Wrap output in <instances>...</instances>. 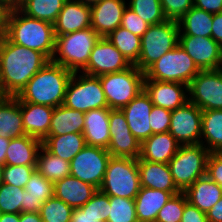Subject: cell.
Listing matches in <instances>:
<instances>
[{
	"label": "cell",
	"mask_w": 222,
	"mask_h": 222,
	"mask_svg": "<svg viewBox=\"0 0 222 222\" xmlns=\"http://www.w3.org/2000/svg\"><path fill=\"white\" fill-rule=\"evenodd\" d=\"M50 60L41 52L0 38V96H17Z\"/></svg>",
	"instance_id": "1"
},
{
	"label": "cell",
	"mask_w": 222,
	"mask_h": 222,
	"mask_svg": "<svg viewBox=\"0 0 222 222\" xmlns=\"http://www.w3.org/2000/svg\"><path fill=\"white\" fill-rule=\"evenodd\" d=\"M5 36L17 45L43 53L50 61L54 55V25L25 15L14 4L7 16Z\"/></svg>",
	"instance_id": "2"
},
{
	"label": "cell",
	"mask_w": 222,
	"mask_h": 222,
	"mask_svg": "<svg viewBox=\"0 0 222 222\" xmlns=\"http://www.w3.org/2000/svg\"><path fill=\"white\" fill-rule=\"evenodd\" d=\"M73 75L65 67L49 61L16 96L20 102L57 107L64 103L66 89Z\"/></svg>",
	"instance_id": "3"
},
{
	"label": "cell",
	"mask_w": 222,
	"mask_h": 222,
	"mask_svg": "<svg viewBox=\"0 0 222 222\" xmlns=\"http://www.w3.org/2000/svg\"><path fill=\"white\" fill-rule=\"evenodd\" d=\"M100 38L91 27L56 36L55 51L51 61L73 73H78L79 70L86 68L92 49Z\"/></svg>",
	"instance_id": "4"
},
{
	"label": "cell",
	"mask_w": 222,
	"mask_h": 222,
	"mask_svg": "<svg viewBox=\"0 0 222 222\" xmlns=\"http://www.w3.org/2000/svg\"><path fill=\"white\" fill-rule=\"evenodd\" d=\"M137 159L111 157L99 190L109 197L135 199L140 190Z\"/></svg>",
	"instance_id": "5"
},
{
	"label": "cell",
	"mask_w": 222,
	"mask_h": 222,
	"mask_svg": "<svg viewBox=\"0 0 222 222\" xmlns=\"http://www.w3.org/2000/svg\"><path fill=\"white\" fill-rule=\"evenodd\" d=\"M177 21L166 20L150 25L141 37V51L135 66L144 72L150 65L179 44Z\"/></svg>",
	"instance_id": "6"
},
{
	"label": "cell",
	"mask_w": 222,
	"mask_h": 222,
	"mask_svg": "<svg viewBox=\"0 0 222 222\" xmlns=\"http://www.w3.org/2000/svg\"><path fill=\"white\" fill-rule=\"evenodd\" d=\"M200 71L194 60L178 44L144 71V80L177 82L189 86Z\"/></svg>",
	"instance_id": "7"
},
{
	"label": "cell",
	"mask_w": 222,
	"mask_h": 222,
	"mask_svg": "<svg viewBox=\"0 0 222 222\" xmlns=\"http://www.w3.org/2000/svg\"><path fill=\"white\" fill-rule=\"evenodd\" d=\"M209 154L210 152L203 144L180 145L168 165L174 183L181 192L206 175Z\"/></svg>",
	"instance_id": "8"
},
{
	"label": "cell",
	"mask_w": 222,
	"mask_h": 222,
	"mask_svg": "<svg viewBox=\"0 0 222 222\" xmlns=\"http://www.w3.org/2000/svg\"><path fill=\"white\" fill-rule=\"evenodd\" d=\"M108 108L121 110L143 91L144 72L135 65L114 73L98 76Z\"/></svg>",
	"instance_id": "9"
},
{
	"label": "cell",
	"mask_w": 222,
	"mask_h": 222,
	"mask_svg": "<svg viewBox=\"0 0 222 222\" xmlns=\"http://www.w3.org/2000/svg\"><path fill=\"white\" fill-rule=\"evenodd\" d=\"M73 73L65 94L63 105L68 108L88 112L94 109L108 108L107 100L98 76L87 74L76 78Z\"/></svg>",
	"instance_id": "10"
},
{
	"label": "cell",
	"mask_w": 222,
	"mask_h": 222,
	"mask_svg": "<svg viewBox=\"0 0 222 222\" xmlns=\"http://www.w3.org/2000/svg\"><path fill=\"white\" fill-rule=\"evenodd\" d=\"M110 158L106 148L86 145L70 161V175L99 189Z\"/></svg>",
	"instance_id": "11"
},
{
	"label": "cell",
	"mask_w": 222,
	"mask_h": 222,
	"mask_svg": "<svg viewBox=\"0 0 222 222\" xmlns=\"http://www.w3.org/2000/svg\"><path fill=\"white\" fill-rule=\"evenodd\" d=\"M189 101L203 110H222V68L201 70L188 86Z\"/></svg>",
	"instance_id": "12"
},
{
	"label": "cell",
	"mask_w": 222,
	"mask_h": 222,
	"mask_svg": "<svg viewBox=\"0 0 222 222\" xmlns=\"http://www.w3.org/2000/svg\"><path fill=\"white\" fill-rule=\"evenodd\" d=\"M202 110L190 101L171 112L169 132L180 145L203 144Z\"/></svg>",
	"instance_id": "13"
},
{
	"label": "cell",
	"mask_w": 222,
	"mask_h": 222,
	"mask_svg": "<svg viewBox=\"0 0 222 222\" xmlns=\"http://www.w3.org/2000/svg\"><path fill=\"white\" fill-rule=\"evenodd\" d=\"M109 125L110 142L107 151L111 157L138 159L141 144L130 131L122 110H110Z\"/></svg>",
	"instance_id": "14"
},
{
	"label": "cell",
	"mask_w": 222,
	"mask_h": 222,
	"mask_svg": "<svg viewBox=\"0 0 222 222\" xmlns=\"http://www.w3.org/2000/svg\"><path fill=\"white\" fill-rule=\"evenodd\" d=\"M130 66L121 52L106 37H101L94 45L87 66L82 71L87 75L100 76L123 71Z\"/></svg>",
	"instance_id": "15"
},
{
	"label": "cell",
	"mask_w": 222,
	"mask_h": 222,
	"mask_svg": "<svg viewBox=\"0 0 222 222\" xmlns=\"http://www.w3.org/2000/svg\"><path fill=\"white\" fill-rule=\"evenodd\" d=\"M179 46L200 70L222 68V47L211 37L179 36Z\"/></svg>",
	"instance_id": "16"
},
{
	"label": "cell",
	"mask_w": 222,
	"mask_h": 222,
	"mask_svg": "<svg viewBox=\"0 0 222 222\" xmlns=\"http://www.w3.org/2000/svg\"><path fill=\"white\" fill-rule=\"evenodd\" d=\"M143 90L149 96L154 106L170 111L183 106L189 101L188 95H186L188 85L183 83L144 80Z\"/></svg>",
	"instance_id": "17"
},
{
	"label": "cell",
	"mask_w": 222,
	"mask_h": 222,
	"mask_svg": "<svg viewBox=\"0 0 222 222\" xmlns=\"http://www.w3.org/2000/svg\"><path fill=\"white\" fill-rule=\"evenodd\" d=\"M153 106L143 90L121 109L126 116L130 131L140 144L152 135L149 117Z\"/></svg>",
	"instance_id": "18"
},
{
	"label": "cell",
	"mask_w": 222,
	"mask_h": 222,
	"mask_svg": "<svg viewBox=\"0 0 222 222\" xmlns=\"http://www.w3.org/2000/svg\"><path fill=\"white\" fill-rule=\"evenodd\" d=\"M91 7V28L100 37H107L121 25L125 0H100Z\"/></svg>",
	"instance_id": "19"
},
{
	"label": "cell",
	"mask_w": 222,
	"mask_h": 222,
	"mask_svg": "<svg viewBox=\"0 0 222 222\" xmlns=\"http://www.w3.org/2000/svg\"><path fill=\"white\" fill-rule=\"evenodd\" d=\"M53 25L55 36L87 29L91 27V7L67 0Z\"/></svg>",
	"instance_id": "20"
},
{
	"label": "cell",
	"mask_w": 222,
	"mask_h": 222,
	"mask_svg": "<svg viewBox=\"0 0 222 222\" xmlns=\"http://www.w3.org/2000/svg\"><path fill=\"white\" fill-rule=\"evenodd\" d=\"M97 190L92 184L71 175L54 183V196L73 209L85 205Z\"/></svg>",
	"instance_id": "21"
},
{
	"label": "cell",
	"mask_w": 222,
	"mask_h": 222,
	"mask_svg": "<svg viewBox=\"0 0 222 222\" xmlns=\"http://www.w3.org/2000/svg\"><path fill=\"white\" fill-rule=\"evenodd\" d=\"M179 147V142L170 132L152 134L141 143L139 158L149 162L168 164Z\"/></svg>",
	"instance_id": "22"
},
{
	"label": "cell",
	"mask_w": 222,
	"mask_h": 222,
	"mask_svg": "<svg viewBox=\"0 0 222 222\" xmlns=\"http://www.w3.org/2000/svg\"><path fill=\"white\" fill-rule=\"evenodd\" d=\"M140 186L166 192H181L175 185L169 165L137 159Z\"/></svg>",
	"instance_id": "23"
},
{
	"label": "cell",
	"mask_w": 222,
	"mask_h": 222,
	"mask_svg": "<svg viewBox=\"0 0 222 222\" xmlns=\"http://www.w3.org/2000/svg\"><path fill=\"white\" fill-rule=\"evenodd\" d=\"M54 108L47 105L21 102V114L26 135L44 140L49 135Z\"/></svg>",
	"instance_id": "24"
},
{
	"label": "cell",
	"mask_w": 222,
	"mask_h": 222,
	"mask_svg": "<svg viewBox=\"0 0 222 222\" xmlns=\"http://www.w3.org/2000/svg\"><path fill=\"white\" fill-rule=\"evenodd\" d=\"M110 108H100L85 112L83 135L86 145L108 148L110 142Z\"/></svg>",
	"instance_id": "25"
},
{
	"label": "cell",
	"mask_w": 222,
	"mask_h": 222,
	"mask_svg": "<svg viewBox=\"0 0 222 222\" xmlns=\"http://www.w3.org/2000/svg\"><path fill=\"white\" fill-rule=\"evenodd\" d=\"M41 147L42 140L33 136L11 138L6 151L5 165L37 166L38 152Z\"/></svg>",
	"instance_id": "26"
},
{
	"label": "cell",
	"mask_w": 222,
	"mask_h": 222,
	"mask_svg": "<svg viewBox=\"0 0 222 222\" xmlns=\"http://www.w3.org/2000/svg\"><path fill=\"white\" fill-rule=\"evenodd\" d=\"M146 187H140L135 200V210L138 222H155L159 210L175 194Z\"/></svg>",
	"instance_id": "27"
},
{
	"label": "cell",
	"mask_w": 222,
	"mask_h": 222,
	"mask_svg": "<svg viewBox=\"0 0 222 222\" xmlns=\"http://www.w3.org/2000/svg\"><path fill=\"white\" fill-rule=\"evenodd\" d=\"M21 114V102L16 96H0V137L25 136Z\"/></svg>",
	"instance_id": "28"
},
{
	"label": "cell",
	"mask_w": 222,
	"mask_h": 222,
	"mask_svg": "<svg viewBox=\"0 0 222 222\" xmlns=\"http://www.w3.org/2000/svg\"><path fill=\"white\" fill-rule=\"evenodd\" d=\"M184 193L190 204L206 213L222 198V187L205 175L197 179Z\"/></svg>",
	"instance_id": "29"
},
{
	"label": "cell",
	"mask_w": 222,
	"mask_h": 222,
	"mask_svg": "<svg viewBox=\"0 0 222 222\" xmlns=\"http://www.w3.org/2000/svg\"><path fill=\"white\" fill-rule=\"evenodd\" d=\"M24 189V204H21V212L39 213L42 204L54 196V183L48 181L37 170Z\"/></svg>",
	"instance_id": "30"
},
{
	"label": "cell",
	"mask_w": 222,
	"mask_h": 222,
	"mask_svg": "<svg viewBox=\"0 0 222 222\" xmlns=\"http://www.w3.org/2000/svg\"><path fill=\"white\" fill-rule=\"evenodd\" d=\"M85 113L60 105L54 108L48 136L82 133Z\"/></svg>",
	"instance_id": "31"
},
{
	"label": "cell",
	"mask_w": 222,
	"mask_h": 222,
	"mask_svg": "<svg viewBox=\"0 0 222 222\" xmlns=\"http://www.w3.org/2000/svg\"><path fill=\"white\" fill-rule=\"evenodd\" d=\"M42 145L52 154L70 162L85 146L83 133L47 136Z\"/></svg>",
	"instance_id": "32"
},
{
	"label": "cell",
	"mask_w": 222,
	"mask_h": 222,
	"mask_svg": "<svg viewBox=\"0 0 222 222\" xmlns=\"http://www.w3.org/2000/svg\"><path fill=\"white\" fill-rule=\"evenodd\" d=\"M67 0H13L25 15L54 24Z\"/></svg>",
	"instance_id": "33"
},
{
	"label": "cell",
	"mask_w": 222,
	"mask_h": 222,
	"mask_svg": "<svg viewBox=\"0 0 222 222\" xmlns=\"http://www.w3.org/2000/svg\"><path fill=\"white\" fill-rule=\"evenodd\" d=\"M178 25L180 29L179 36L211 37L213 14L193 6L178 21ZM182 28L184 31H182Z\"/></svg>",
	"instance_id": "34"
},
{
	"label": "cell",
	"mask_w": 222,
	"mask_h": 222,
	"mask_svg": "<svg viewBox=\"0 0 222 222\" xmlns=\"http://www.w3.org/2000/svg\"><path fill=\"white\" fill-rule=\"evenodd\" d=\"M38 153L36 170L48 181L55 183L70 175V162L50 153L43 145Z\"/></svg>",
	"instance_id": "35"
},
{
	"label": "cell",
	"mask_w": 222,
	"mask_h": 222,
	"mask_svg": "<svg viewBox=\"0 0 222 222\" xmlns=\"http://www.w3.org/2000/svg\"><path fill=\"white\" fill-rule=\"evenodd\" d=\"M201 135L208 143L207 150L222 152V110H203Z\"/></svg>",
	"instance_id": "36"
},
{
	"label": "cell",
	"mask_w": 222,
	"mask_h": 222,
	"mask_svg": "<svg viewBox=\"0 0 222 222\" xmlns=\"http://www.w3.org/2000/svg\"><path fill=\"white\" fill-rule=\"evenodd\" d=\"M106 39L121 52L131 65L138 62L142 43L141 37L119 26Z\"/></svg>",
	"instance_id": "37"
},
{
	"label": "cell",
	"mask_w": 222,
	"mask_h": 222,
	"mask_svg": "<svg viewBox=\"0 0 222 222\" xmlns=\"http://www.w3.org/2000/svg\"><path fill=\"white\" fill-rule=\"evenodd\" d=\"M129 8L149 25L166 21L160 0H131Z\"/></svg>",
	"instance_id": "38"
},
{
	"label": "cell",
	"mask_w": 222,
	"mask_h": 222,
	"mask_svg": "<svg viewBox=\"0 0 222 222\" xmlns=\"http://www.w3.org/2000/svg\"><path fill=\"white\" fill-rule=\"evenodd\" d=\"M107 222H138L135 200L109 197V217Z\"/></svg>",
	"instance_id": "39"
},
{
	"label": "cell",
	"mask_w": 222,
	"mask_h": 222,
	"mask_svg": "<svg viewBox=\"0 0 222 222\" xmlns=\"http://www.w3.org/2000/svg\"><path fill=\"white\" fill-rule=\"evenodd\" d=\"M73 208L56 198L46 200L40 209V216L44 222H71Z\"/></svg>",
	"instance_id": "40"
},
{
	"label": "cell",
	"mask_w": 222,
	"mask_h": 222,
	"mask_svg": "<svg viewBox=\"0 0 222 222\" xmlns=\"http://www.w3.org/2000/svg\"><path fill=\"white\" fill-rule=\"evenodd\" d=\"M24 188L10 184L0 185V213H21V204H24Z\"/></svg>",
	"instance_id": "41"
},
{
	"label": "cell",
	"mask_w": 222,
	"mask_h": 222,
	"mask_svg": "<svg viewBox=\"0 0 222 222\" xmlns=\"http://www.w3.org/2000/svg\"><path fill=\"white\" fill-rule=\"evenodd\" d=\"M187 202L184 192L173 195L159 210L155 222H180Z\"/></svg>",
	"instance_id": "42"
},
{
	"label": "cell",
	"mask_w": 222,
	"mask_h": 222,
	"mask_svg": "<svg viewBox=\"0 0 222 222\" xmlns=\"http://www.w3.org/2000/svg\"><path fill=\"white\" fill-rule=\"evenodd\" d=\"M35 171L36 166L5 165L3 169V183L24 188Z\"/></svg>",
	"instance_id": "43"
},
{
	"label": "cell",
	"mask_w": 222,
	"mask_h": 222,
	"mask_svg": "<svg viewBox=\"0 0 222 222\" xmlns=\"http://www.w3.org/2000/svg\"><path fill=\"white\" fill-rule=\"evenodd\" d=\"M80 208L83 212L98 217L100 221L107 222L109 217V196L98 189L92 198Z\"/></svg>",
	"instance_id": "44"
},
{
	"label": "cell",
	"mask_w": 222,
	"mask_h": 222,
	"mask_svg": "<svg viewBox=\"0 0 222 222\" xmlns=\"http://www.w3.org/2000/svg\"><path fill=\"white\" fill-rule=\"evenodd\" d=\"M167 20L179 21L192 7L193 0H160Z\"/></svg>",
	"instance_id": "45"
},
{
	"label": "cell",
	"mask_w": 222,
	"mask_h": 222,
	"mask_svg": "<svg viewBox=\"0 0 222 222\" xmlns=\"http://www.w3.org/2000/svg\"><path fill=\"white\" fill-rule=\"evenodd\" d=\"M171 112L162 107L153 106L150 113V127L152 134L169 132Z\"/></svg>",
	"instance_id": "46"
},
{
	"label": "cell",
	"mask_w": 222,
	"mask_h": 222,
	"mask_svg": "<svg viewBox=\"0 0 222 222\" xmlns=\"http://www.w3.org/2000/svg\"><path fill=\"white\" fill-rule=\"evenodd\" d=\"M121 27L127 29L134 35L142 37V35L147 31L150 26L144 20H142L133 10L129 7L125 8L123 12V17L121 20Z\"/></svg>",
	"instance_id": "47"
},
{
	"label": "cell",
	"mask_w": 222,
	"mask_h": 222,
	"mask_svg": "<svg viewBox=\"0 0 222 222\" xmlns=\"http://www.w3.org/2000/svg\"><path fill=\"white\" fill-rule=\"evenodd\" d=\"M206 175L222 187V152H211L209 154Z\"/></svg>",
	"instance_id": "48"
},
{
	"label": "cell",
	"mask_w": 222,
	"mask_h": 222,
	"mask_svg": "<svg viewBox=\"0 0 222 222\" xmlns=\"http://www.w3.org/2000/svg\"><path fill=\"white\" fill-rule=\"evenodd\" d=\"M180 222H208L206 213L187 202Z\"/></svg>",
	"instance_id": "49"
},
{
	"label": "cell",
	"mask_w": 222,
	"mask_h": 222,
	"mask_svg": "<svg viewBox=\"0 0 222 222\" xmlns=\"http://www.w3.org/2000/svg\"><path fill=\"white\" fill-rule=\"evenodd\" d=\"M193 6L212 14L222 12V0H193Z\"/></svg>",
	"instance_id": "50"
},
{
	"label": "cell",
	"mask_w": 222,
	"mask_h": 222,
	"mask_svg": "<svg viewBox=\"0 0 222 222\" xmlns=\"http://www.w3.org/2000/svg\"><path fill=\"white\" fill-rule=\"evenodd\" d=\"M13 0H0V38L6 34L7 16Z\"/></svg>",
	"instance_id": "51"
},
{
	"label": "cell",
	"mask_w": 222,
	"mask_h": 222,
	"mask_svg": "<svg viewBox=\"0 0 222 222\" xmlns=\"http://www.w3.org/2000/svg\"><path fill=\"white\" fill-rule=\"evenodd\" d=\"M211 38L222 47V12L213 14Z\"/></svg>",
	"instance_id": "52"
},
{
	"label": "cell",
	"mask_w": 222,
	"mask_h": 222,
	"mask_svg": "<svg viewBox=\"0 0 222 222\" xmlns=\"http://www.w3.org/2000/svg\"><path fill=\"white\" fill-rule=\"evenodd\" d=\"M71 222H102L93 214L83 212L81 208H74L71 215Z\"/></svg>",
	"instance_id": "53"
},
{
	"label": "cell",
	"mask_w": 222,
	"mask_h": 222,
	"mask_svg": "<svg viewBox=\"0 0 222 222\" xmlns=\"http://www.w3.org/2000/svg\"><path fill=\"white\" fill-rule=\"evenodd\" d=\"M208 222H222V198L206 212Z\"/></svg>",
	"instance_id": "54"
},
{
	"label": "cell",
	"mask_w": 222,
	"mask_h": 222,
	"mask_svg": "<svg viewBox=\"0 0 222 222\" xmlns=\"http://www.w3.org/2000/svg\"><path fill=\"white\" fill-rule=\"evenodd\" d=\"M19 222H42V218L39 213L21 212Z\"/></svg>",
	"instance_id": "55"
},
{
	"label": "cell",
	"mask_w": 222,
	"mask_h": 222,
	"mask_svg": "<svg viewBox=\"0 0 222 222\" xmlns=\"http://www.w3.org/2000/svg\"><path fill=\"white\" fill-rule=\"evenodd\" d=\"M11 138H3L0 137V164L5 165V157H6V151L8 149V145L10 143Z\"/></svg>",
	"instance_id": "56"
},
{
	"label": "cell",
	"mask_w": 222,
	"mask_h": 222,
	"mask_svg": "<svg viewBox=\"0 0 222 222\" xmlns=\"http://www.w3.org/2000/svg\"><path fill=\"white\" fill-rule=\"evenodd\" d=\"M20 214L14 213H1L0 214V222H19Z\"/></svg>",
	"instance_id": "57"
},
{
	"label": "cell",
	"mask_w": 222,
	"mask_h": 222,
	"mask_svg": "<svg viewBox=\"0 0 222 222\" xmlns=\"http://www.w3.org/2000/svg\"><path fill=\"white\" fill-rule=\"evenodd\" d=\"M76 1H79V2H81L82 4H85V5L91 6V5L99 2L100 0H76Z\"/></svg>",
	"instance_id": "58"
},
{
	"label": "cell",
	"mask_w": 222,
	"mask_h": 222,
	"mask_svg": "<svg viewBox=\"0 0 222 222\" xmlns=\"http://www.w3.org/2000/svg\"><path fill=\"white\" fill-rule=\"evenodd\" d=\"M4 164H0V185L3 183V169H4Z\"/></svg>",
	"instance_id": "59"
}]
</instances>
